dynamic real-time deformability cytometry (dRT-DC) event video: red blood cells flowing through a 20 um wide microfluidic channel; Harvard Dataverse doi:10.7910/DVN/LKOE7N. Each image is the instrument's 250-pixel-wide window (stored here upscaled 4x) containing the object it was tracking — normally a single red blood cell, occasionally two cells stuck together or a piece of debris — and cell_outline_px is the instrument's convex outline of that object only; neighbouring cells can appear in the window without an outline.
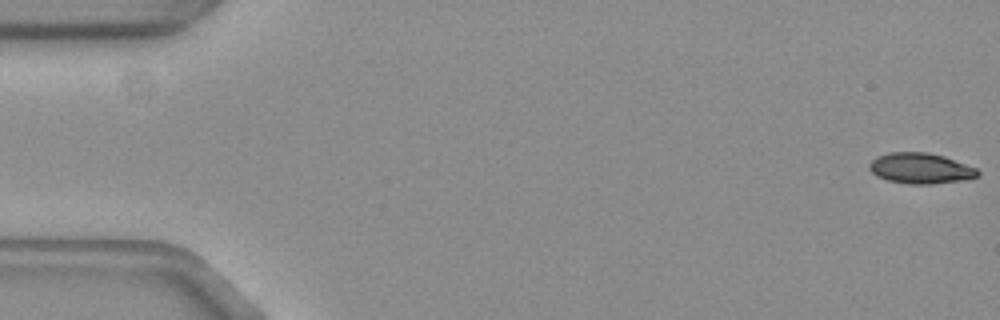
{"species": "common noctule bat (a hibernating species)", "species_latin": "Nyctalus noctula", "temperature_condition": "warm", "stored_images_in_passage": 55, "camera_frame_rate_fps": 3000, "um_per_image_px": 0.085, "animal": {"sex": "female", "body_mass_g": 19.3, "forearm_length_mm": 54.1}, "frame": {"image": 1, "passage_image": 1, "time_ms": 0.0, "image_size_px": [1000, 320], "cell_outline_px": [[980, 176], [960, 180], [932, 184], [908, 184], [888, 180], [876, 176], [868, 168], [868, 164], [872, 160], [888, 152], [924, 152], [944, 156], [976, 168], [980, 172]], "centroid_in_image_um": [78.23, 14.31], "position_along_channel_um": 6.8, "area_um2": 19.25}}
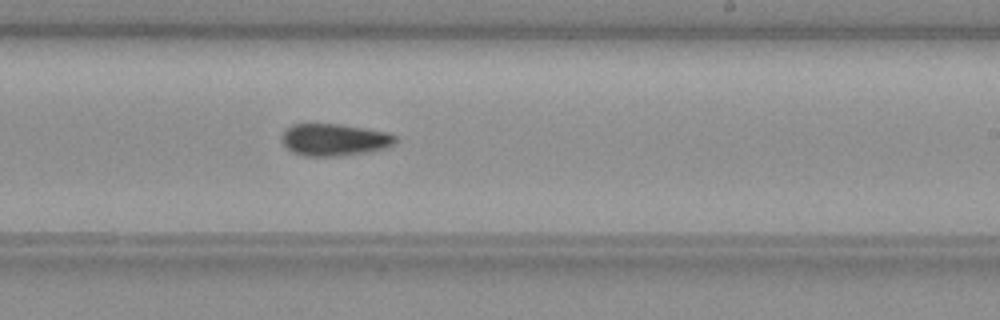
{"frame": {"image": 2, "passage_image": 33, "time_ms": 10.667, "image_size_px": [1000, 320], "cell_outline_px": [[396, 140], [388, 148], [368, 152], [344, 156], [304, 156], [292, 152], [284, 144], [284, 132], [292, 124], [340, 124], [388, 132], [396, 136]], "centroid_in_image_um": [28.47, 11.89], "position_along_channel_um": 260.5, "area_um2": 21.15}}
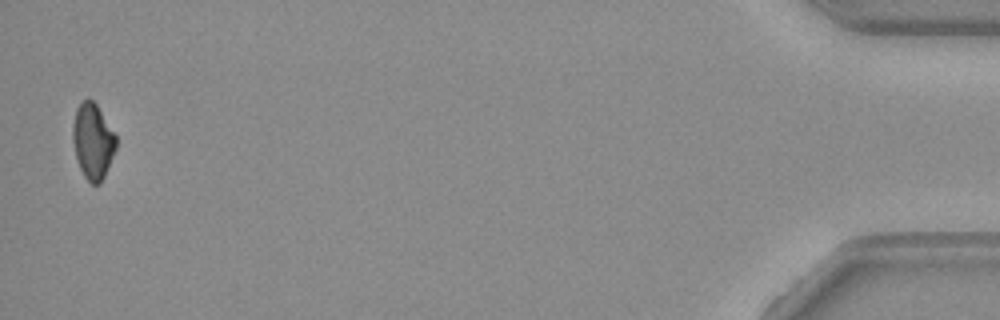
{"frame": {"image": 3, "passage_image": 54, "time_ms": 17.667, "image_size_px": [1000, 320], "cell_outline_px": [[116, 148], [104, 176], [100, 184], [92, 184], [84, 176], [80, 168], [76, 156], [72, 140], [72, 128], [76, 108], [88, 96], [96, 104], [116, 136]], "centroid_in_image_um": [7.87, 11.99], "position_along_channel_um": 427.3, "area_um2": 18.84}, "authors_computed_cell_mechanics": {"area_um2": 20.4612, "velocity_mm_per_s": 3.7762, "shape_relaxation_time_tau1_ms": 10.018, "shape_relaxation_time_tau2_ms": null, "deformation_change_tau1": 0.2027, "deformation_change_tau2": null}}